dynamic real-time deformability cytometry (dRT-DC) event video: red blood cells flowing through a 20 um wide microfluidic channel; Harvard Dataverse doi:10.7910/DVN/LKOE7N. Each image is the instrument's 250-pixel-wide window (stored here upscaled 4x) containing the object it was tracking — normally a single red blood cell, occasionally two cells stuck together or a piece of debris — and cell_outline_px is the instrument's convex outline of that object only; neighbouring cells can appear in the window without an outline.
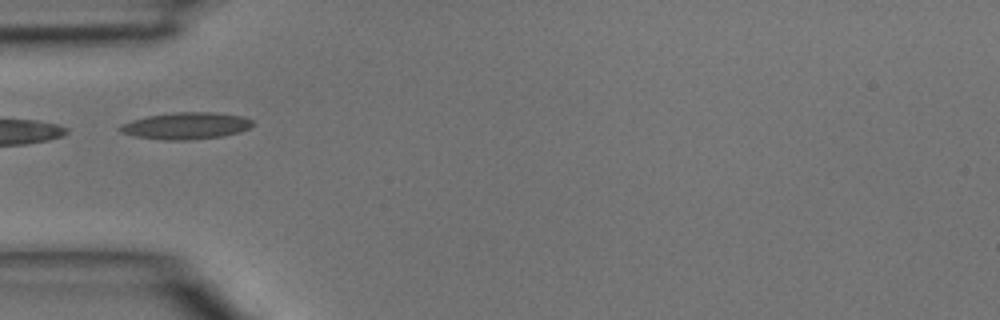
{"species": "common noctule bat (a hibernating species)", "species_latin": "Nyctalus noctula", "temperature_condition": "room temperature", "stored_images_in_passage": 3, "camera_frame_rate_fps": 3000, "um_per_image_px": 0.085, "animal": {"sex": "male", "body_mass_g": 15.6}, "frame": {"image": 1, "passage_image": 3, "time_ms": 0.667, "image_size_px": [1000, 320], "cell_outline_px": [[252, 124], [248, 128], [240, 132], [220, 136], [188, 140], [164, 140], [136, 136], [120, 132], [116, 128], [120, 124], [132, 120], [148, 116], [172, 112], [216, 112], [244, 116], [252, 120]], "centroid_in_image_um": [15.79, 10.68], "position_along_channel_um": 69.2, "area_um2": 20.75}}